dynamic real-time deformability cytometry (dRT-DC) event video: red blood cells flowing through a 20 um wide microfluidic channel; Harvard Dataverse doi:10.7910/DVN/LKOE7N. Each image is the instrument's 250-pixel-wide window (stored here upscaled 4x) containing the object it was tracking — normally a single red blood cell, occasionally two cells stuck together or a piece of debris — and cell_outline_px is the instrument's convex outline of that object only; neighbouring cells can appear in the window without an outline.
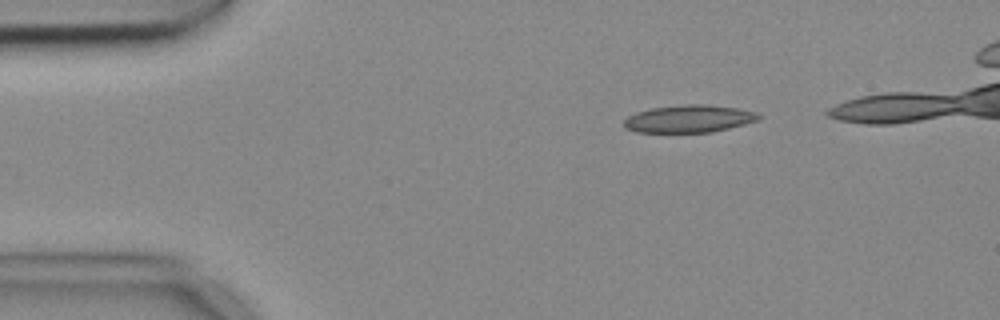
{"species": "common noctule bat (a hibernating species)", "species_latin": "Nyctalus noctula", "temperature_condition": "cold", "stored_images_in_passage": 4, "camera_frame_rate_fps": 3000, "um_per_image_px": 0.085, "animal": {"sex": "female", "body_mass_g": 18.4}, "frame": {"image": 1, "passage_image": 1, "time_ms": 0.0, "image_size_px": [1000, 320], "cell_outline_px": [[764, 116], [760, 120], [712, 132], [636, 132], [624, 128], [624, 120], [628, 116], [636, 112], [652, 108], [684, 104], [708, 104], [740, 108], [756, 112]], "centroid_in_image_um": [58.6, 10.09], "position_along_channel_um": 26.4, "area_um2": 21.79}}